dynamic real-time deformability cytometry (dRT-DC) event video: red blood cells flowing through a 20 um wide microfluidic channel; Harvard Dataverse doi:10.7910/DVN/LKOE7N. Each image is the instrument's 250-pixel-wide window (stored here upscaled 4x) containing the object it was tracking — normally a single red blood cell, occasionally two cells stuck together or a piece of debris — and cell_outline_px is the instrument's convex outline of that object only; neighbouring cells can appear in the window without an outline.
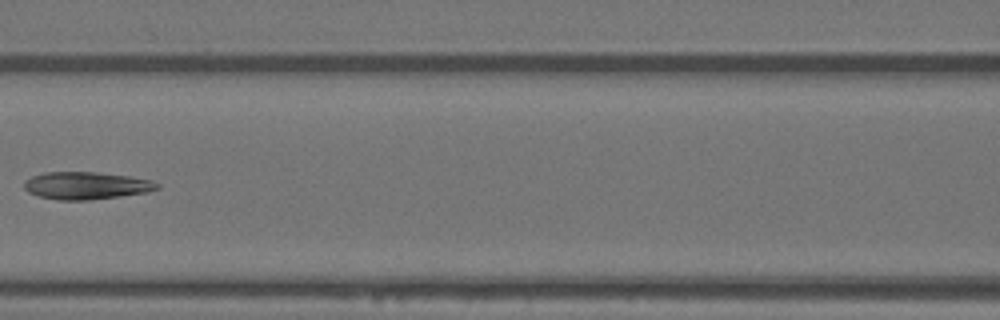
{"species": "Egyptian fruit bat (a non-hibernating species)", "species_latin": "Rousettus aegyptiacus", "temperature_condition": "warm", "stored_images_in_passage": 6, "camera_frame_rate_fps": 3000, "um_per_image_px": 0.085, "animal": {"sex": "female"}, "frame": {"image": 1, "passage_image": 6, "time_ms": 1.667, "image_size_px": [1000, 320], "cell_outline_px": [[160, 188], [148, 192], [120, 196], [88, 200], [60, 200], [36, 196], [28, 192], [24, 188], [24, 180], [32, 176], [44, 172], [96, 172], [128, 176], [152, 180], [160, 184]], "centroid_in_image_um": [7.32, 15.77], "position_along_channel_um": 159.3, "area_um2": 21.39}}